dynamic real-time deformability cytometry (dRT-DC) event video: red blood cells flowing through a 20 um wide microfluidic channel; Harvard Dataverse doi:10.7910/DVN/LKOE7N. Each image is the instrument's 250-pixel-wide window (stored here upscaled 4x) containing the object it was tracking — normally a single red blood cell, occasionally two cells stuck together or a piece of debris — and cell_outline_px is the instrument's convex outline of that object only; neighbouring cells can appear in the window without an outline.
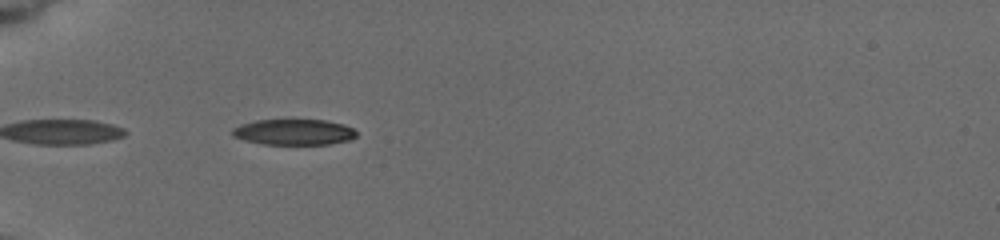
{"species": "common noctule bat (a hibernating species)", "species_latin": "Nyctalus noctula", "temperature_condition": "cold", "stored_images_in_passage": 5, "camera_frame_rate_fps": 3000, "um_per_image_px": 0.085, "animal": {"sex": "female", "body_mass_g": 19.5, "forearm_length_mm": 54.1}, "frame": {"image": 1, "passage_image": 2, "time_ms": 0.333, "image_size_px": [1000, 240], "cell_outline_px": [[356, 136], [352, 140], [328, 144], [264, 144], [244, 140], [232, 136], [232, 128], [240, 124], [256, 120], [324, 120], [344, 124], [352, 128], [356, 132]], "centroid_in_image_um": [24.98, 11.22], "position_along_channel_um": 60.0, "area_um2": 18.67}}